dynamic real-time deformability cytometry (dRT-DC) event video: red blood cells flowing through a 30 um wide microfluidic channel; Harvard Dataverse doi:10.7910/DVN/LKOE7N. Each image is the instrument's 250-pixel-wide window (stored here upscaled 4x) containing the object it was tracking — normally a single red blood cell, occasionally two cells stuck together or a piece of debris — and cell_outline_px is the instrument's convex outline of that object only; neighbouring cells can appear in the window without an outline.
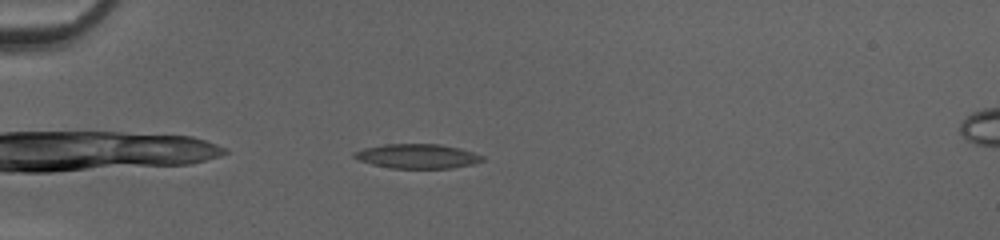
{"species": "common noctule bat (a hibernating species)", "species_latin": "Nyctalus noctula", "temperature_condition": "cold", "stored_images_in_passage": 37, "camera_frame_rate_fps": 3000, "um_per_image_px": 0.085, "animal": {"sex": "female", "body_mass_g": 20.0, "forearm_length_mm": 54.0}, "frame": {"image": 1, "passage_image": 2, "time_ms": 0.333, "image_size_px": [1000, 240], "cell_outline_px": [[484, 160], [472, 164], [452, 168], [392, 168], [372, 164], [360, 160], [352, 156], [352, 152], [364, 148], [384, 144], [440, 144], [460, 148], [484, 156]], "centroid_in_image_um": [35.47, 13.27], "position_along_channel_um": 49.5, "area_um2": 18.21}}
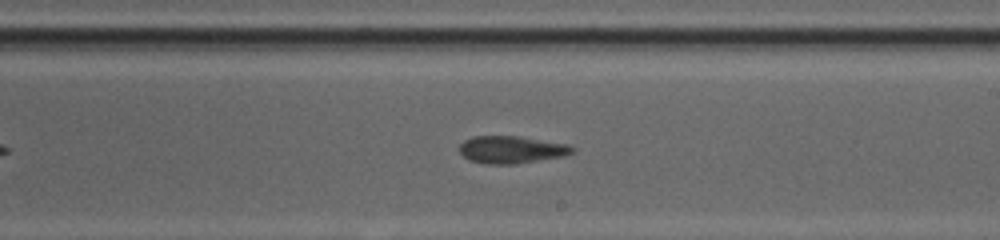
{"frame": {"image": 2, "passage_image": 18, "time_ms": 5.667, "image_size_px": [1000, 240], "cell_outline_px": [[576, 152], [564, 156], [516, 164], [484, 164], [468, 160], [460, 152], [460, 144], [464, 140], [472, 136], [520, 136], [568, 144], [576, 148]], "centroid_in_image_um": [43.5, 12.72], "position_along_channel_um": 245.5, "area_um2": 18.26}}
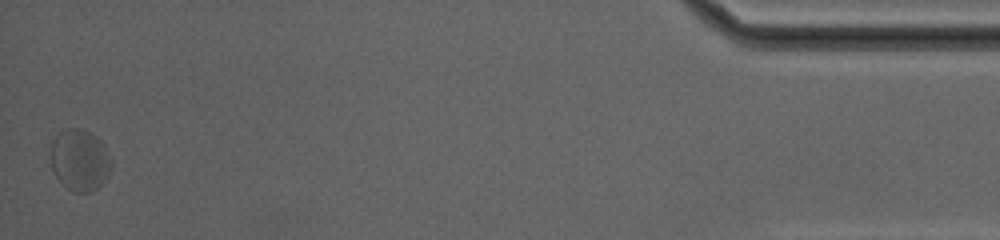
{"frame": {"image": 3, "passage_image": 37, "time_ms": 12.0, "image_size_px": [1000, 240], "cell_outline_px": [[112, 164], [108, 176], [92, 192], [72, 192], [56, 176], [52, 168], [52, 140], [60, 132], [68, 128], [80, 128], [92, 132], [104, 144], [112, 160]], "centroid_in_image_um": [6.81, 13.59], "position_along_channel_um": 428.4, "area_um2": 21.68}, "authors_computed_cell_mechanics": {"area_um2": 18.3804, "velocity_mm_per_s": 4.1484, "shape_relaxation_time_tau1_ms": 5.1096, "shape_relaxation_time_tau2_ms": 3.3502, "deformation_change_tau1": 0.1166, "deformation_change_tau2": 0.0865}}